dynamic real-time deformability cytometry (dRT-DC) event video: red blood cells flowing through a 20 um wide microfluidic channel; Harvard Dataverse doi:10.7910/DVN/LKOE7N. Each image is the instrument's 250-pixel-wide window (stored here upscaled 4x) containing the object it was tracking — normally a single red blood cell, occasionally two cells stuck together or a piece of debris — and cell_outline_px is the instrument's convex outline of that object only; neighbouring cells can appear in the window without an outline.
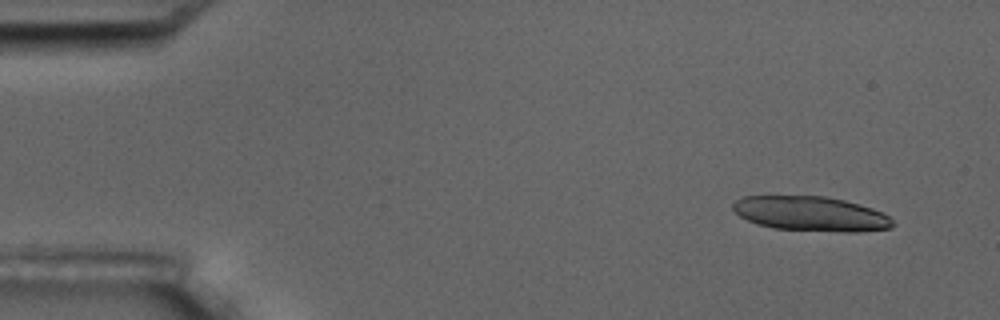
{"species": "common noctule bat (a hibernating species)", "species_latin": "Nyctalus noctula", "temperature_condition": "room temperature", "stored_images_in_passage": 5, "camera_frame_rate_fps": 3000, "um_per_image_px": 0.085, "animal": {"sex": "male", "body_mass_g": 17.5, "forearm_length_mm": 52.3}, "frame": {"image": 1, "passage_image": 1, "time_ms": 0.0, "image_size_px": [1000, 320], "cell_outline_px": [[896, 224], [892, 228], [860, 232], [840, 232], [772, 228], [756, 224], [740, 216], [732, 208], [732, 204], [736, 200], [744, 196], [824, 196], [844, 200], [872, 208], [888, 216]], "centroid_in_image_um": [68.93, 18.18], "position_along_channel_um": 16.1, "area_um2": 32.37}}